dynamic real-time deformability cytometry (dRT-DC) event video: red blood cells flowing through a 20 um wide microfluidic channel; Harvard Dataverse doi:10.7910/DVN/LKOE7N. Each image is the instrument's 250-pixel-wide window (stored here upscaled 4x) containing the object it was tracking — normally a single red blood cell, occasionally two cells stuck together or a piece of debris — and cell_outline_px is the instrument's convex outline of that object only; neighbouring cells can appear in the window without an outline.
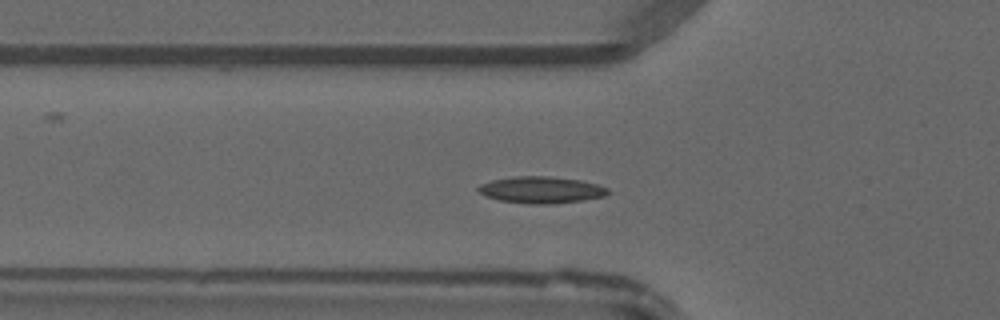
{"species": "common noctule bat (a hibernating species)", "species_latin": "Nyctalus noctula", "temperature_condition": "warm", "stored_images_in_passage": 42, "camera_frame_rate_fps": 3000, "um_per_image_px": 0.085, "animal": {"sex": "male", "forearm_length_mm": 52.5}, "frame": {"image": 1, "passage_image": 11, "time_ms": 3.333, "image_size_px": [1000, 320], "cell_outline_px": [[612, 192], [604, 196], [580, 200], [548, 204], [532, 204], [500, 200], [484, 196], [476, 188], [480, 184], [492, 180], [512, 176], [548, 176], [580, 180], [596, 184], [608, 188]], "centroid_in_image_um": [45.98, 16.13], "position_along_channel_um": 79.8, "area_um2": 20.06}}
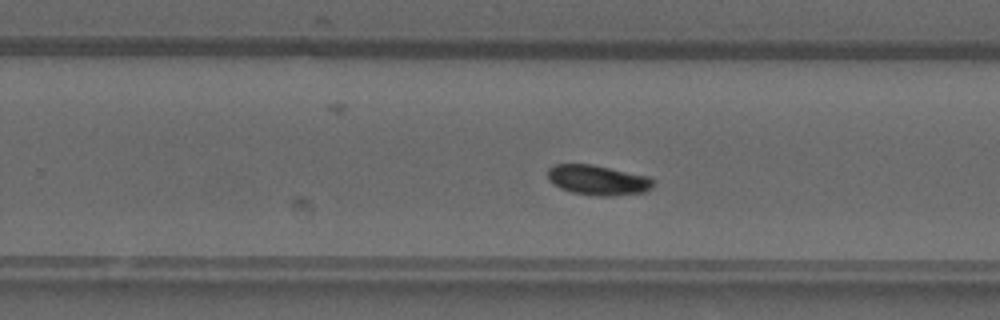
{"frame": {"image": 2, "passage_image": 25, "time_ms": 8.0, "image_size_px": [1000, 320], "cell_outline_px": [[656, 180], [652, 188], [648, 192], [612, 196], [596, 196], [572, 192], [560, 188], [548, 180], [548, 168], [552, 164], [592, 164], [648, 176]], "centroid_in_image_um": [50.85, 15.31], "position_along_channel_um": 279.0, "area_um2": 18.73}}
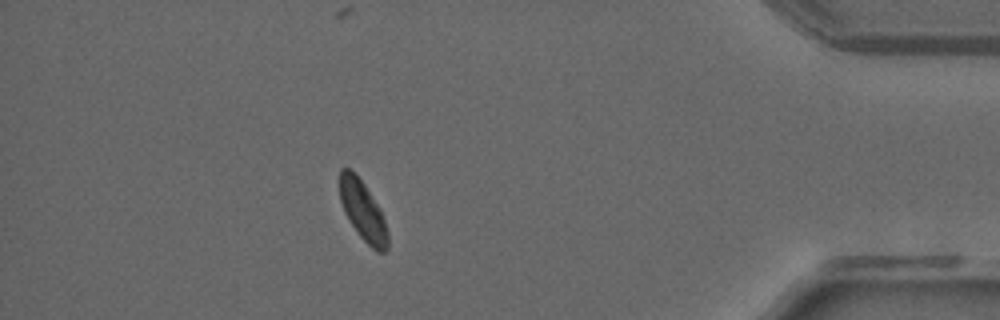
{"frame": {"image": 3, "passage_image": 37, "time_ms": 12.0, "image_size_px": [1000, 320], "cell_outline_px": [[388, 248], [384, 252], [376, 252], [356, 232], [348, 220], [344, 212], [340, 200], [340, 168], [348, 168], [364, 184], [380, 208], [388, 232]], "centroid_in_image_um": [30.85, 17.96], "position_along_channel_um": 404.4, "area_um2": 16.59}}